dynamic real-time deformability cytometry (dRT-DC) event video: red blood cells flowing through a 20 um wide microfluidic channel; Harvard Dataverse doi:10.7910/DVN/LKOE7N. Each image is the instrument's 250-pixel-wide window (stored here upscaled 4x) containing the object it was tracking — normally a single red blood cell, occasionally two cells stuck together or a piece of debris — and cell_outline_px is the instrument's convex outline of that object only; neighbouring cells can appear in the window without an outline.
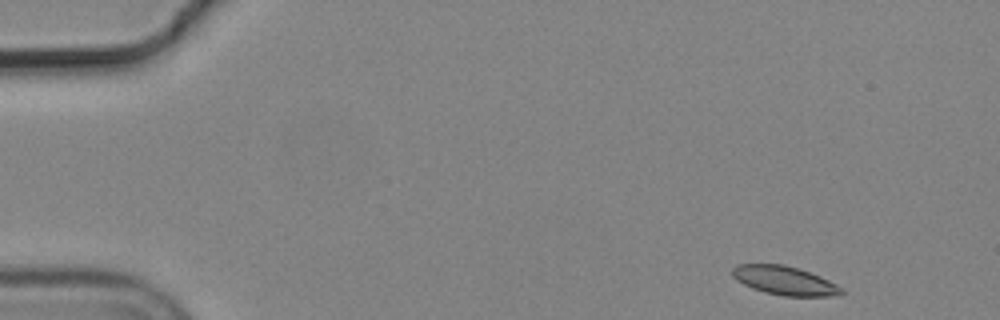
{"species": "common noctule bat (a hibernating species)", "species_latin": "Nyctalus noctula", "temperature_condition": "cold", "stored_images_in_passage": 5, "camera_frame_rate_fps": 3000, "um_per_image_px": 0.085, "animal": {"sex": "male", "body_mass_g": 19.2, "forearm_length_mm": 51.8}, "frame": {"image": 1, "passage_image": 1, "time_ms": 0.0, "image_size_px": [1000, 320], "cell_outline_px": [[844, 292], [840, 296], [784, 296], [764, 292], [752, 288], [736, 280], [732, 276], [732, 268], [736, 264], [784, 264], [820, 276], [844, 288]], "centroid_in_image_um": [66.7, 23.85], "position_along_channel_um": 18.3, "area_um2": 18.38}}
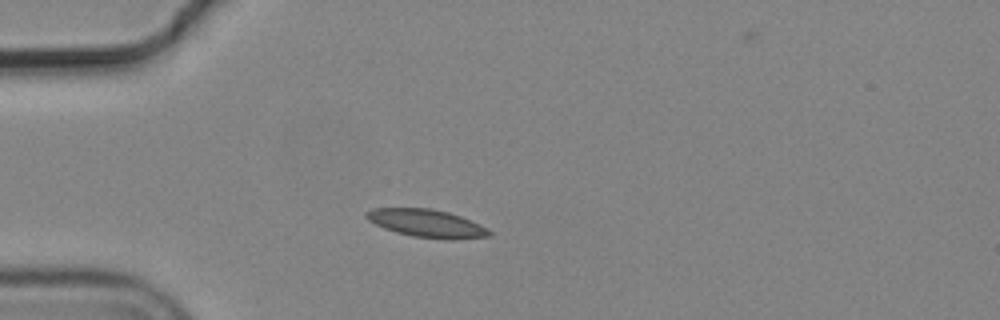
{"frame": {"image": 2, "passage_image": 4, "time_ms": 1.0, "image_size_px": [1000, 320], "cell_outline_px": [[492, 236], [456, 240], [452, 240], [412, 236], [396, 232], [384, 228], [368, 220], [364, 216], [364, 212], [372, 208], [432, 208], [448, 212], [460, 216], [480, 224], [488, 228], [492, 232]], "centroid_in_image_um": [36.29, 18.99], "position_along_channel_um": 48.7, "area_um2": 20.17}}